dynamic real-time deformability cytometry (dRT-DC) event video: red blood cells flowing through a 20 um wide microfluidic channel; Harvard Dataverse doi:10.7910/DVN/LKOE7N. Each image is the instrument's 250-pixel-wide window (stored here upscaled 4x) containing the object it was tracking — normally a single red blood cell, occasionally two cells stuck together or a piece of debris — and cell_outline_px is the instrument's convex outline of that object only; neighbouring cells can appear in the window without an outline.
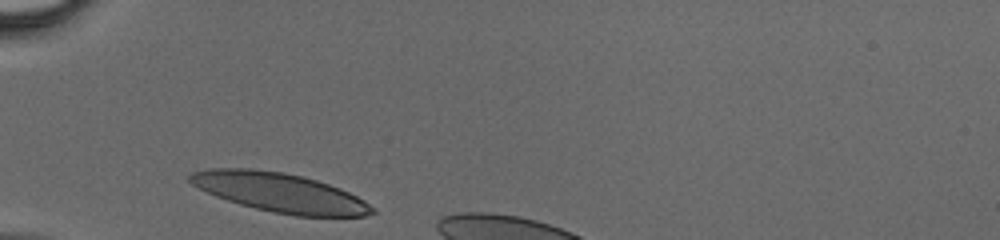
{"species": "human", "species_latin": "Homo sapiens", "temperature_condition": "cold", "stored_images_in_passage": 24, "camera_frame_rate_fps": 3000, "um_per_image_px": 0.085, "donor": {"sex": "male"}, "frame": {"image": 1, "passage_image": 1, "time_ms": 0.0, "image_size_px": [1000, 240], "cell_outline_px": [[376, 212], [364, 216], [296, 216], [272, 212], [240, 204], [216, 196], [192, 184], [188, 180], [188, 176], [192, 172], [208, 168], [248, 168], [284, 172], [316, 180], [340, 188], [364, 200], [376, 208]], "centroid_in_image_um": [23.79, 16.36], "position_along_channel_um": 61.2, "area_um2": 41.38}}
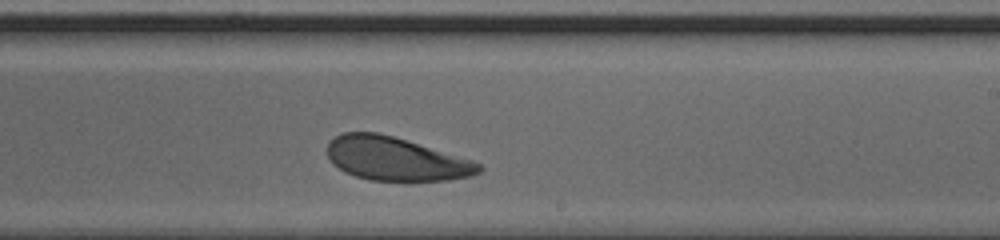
{"frame": {"image": 2, "passage_image": 15, "time_ms": 4.667, "image_size_px": [1000, 240], "cell_outline_px": [[484, 168], [480, 172], [472, 176], [448, 180], [368, 180], [344, 172], [328, 156], [328, 144], [336, 136], [344, 132], [376, 132], [392, 136], [472, 160], [480, 164]], "centroid_in_image_um": [33.66, 13.51], "position_along_channel_um": 255.3, "area_um2": 37.8}}
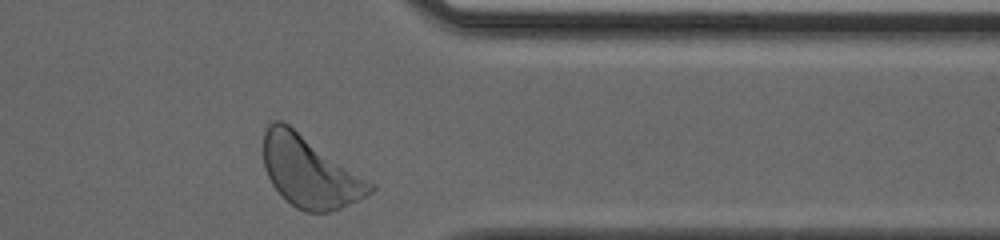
{"frame": {"image": 3, "passage_image": 24, "time_ms": 7.667, "image_size_px": [1000, 240], "cell_outline_px": [[376, 188], [372, 192], [340, 208], [328, 212], [304, 212], [296, 208], [272, 184], [264, 168], [264, 132], [268, 124], [272, 120], [280, 120], [288, 124], [376, 184]], "centroid_in_image_um": [26.33, 14.59], "position_along_channel_um": 385.1, "area_um2": 43.87}}